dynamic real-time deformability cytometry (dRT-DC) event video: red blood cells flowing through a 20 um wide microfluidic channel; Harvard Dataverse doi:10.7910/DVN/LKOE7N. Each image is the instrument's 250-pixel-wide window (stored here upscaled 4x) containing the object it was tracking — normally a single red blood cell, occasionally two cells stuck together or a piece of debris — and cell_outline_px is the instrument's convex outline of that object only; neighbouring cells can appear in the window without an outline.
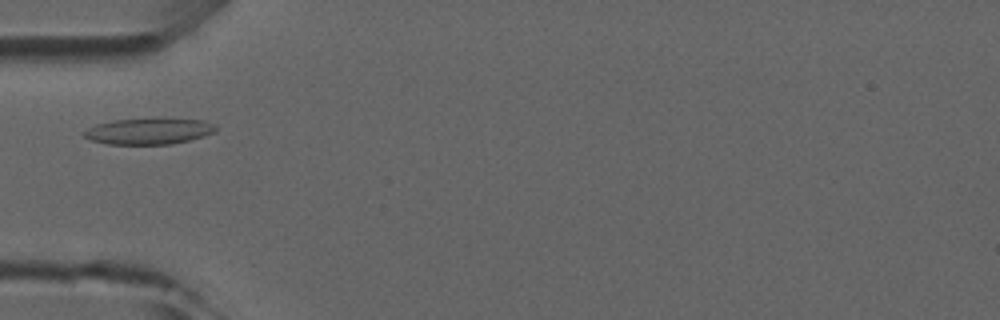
{"species": "common noctule bat (a hibernating species)", "species_latin": "Nyctalus noctula", "temperature_condition": "room temperature", "stored_images_in_passage": 4, "camera_frame_rate_fps": 3000, "um_per_image_px": 0.085, "animal": {"sex": "male", "forearm_length_mm": 52.5}, "frame": {"image": 1, "passage_image": 4, "time_ms": 3.333, "image_size_px": [1000, 320], "cell_outline_px": [[216, 132], [204, 136], [172, 144], [108, 144], [92, 140], [84, 136], [80, 132], [96, 124], [116, 120], [152, 116], [204, 120], [216, 124]], "centroid_in_image_um": [12.69, 11.11], "position_along_channel_um": 72.3, "area_um2": 20.81}}